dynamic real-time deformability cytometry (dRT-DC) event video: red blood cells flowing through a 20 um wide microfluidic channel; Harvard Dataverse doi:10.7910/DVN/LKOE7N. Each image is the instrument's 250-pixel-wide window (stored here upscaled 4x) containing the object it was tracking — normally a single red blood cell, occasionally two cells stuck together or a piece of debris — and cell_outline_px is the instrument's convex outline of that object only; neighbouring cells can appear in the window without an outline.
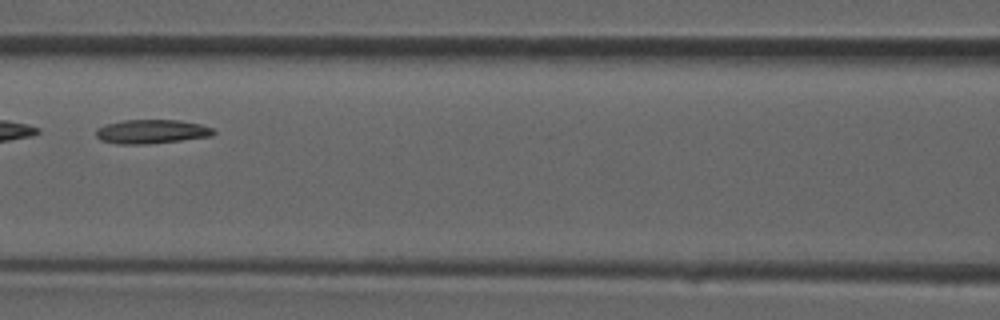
{"species": "common noctule bat (a hibernating species)", "species_latin": "Nyctalus noctula", "temperature_condition": "room temperature", "stored_images_in_passage": 26, "camera_frame_rate_fps": 3000, "um_per_image_px": 0.085, "animal": {"sex": "male", "forearm_length_mm": 52.5}, "frame": {"image": 1, "passage_image": 8, "time_ms": 2.333, "image_size_px": [1000, 320], "cell_outline_px": [[216, 132], [212, 136], [148, 144], [116, 144], [100, 140], [96, 136], [96, 128], [104, 124], [124, 120], [180, 120], [200, 124], [212, 128]], "centroid_in_image_um": [12.85, 11.18], "position_along_channel_um": 153.8, "area_um2": 16.53}}